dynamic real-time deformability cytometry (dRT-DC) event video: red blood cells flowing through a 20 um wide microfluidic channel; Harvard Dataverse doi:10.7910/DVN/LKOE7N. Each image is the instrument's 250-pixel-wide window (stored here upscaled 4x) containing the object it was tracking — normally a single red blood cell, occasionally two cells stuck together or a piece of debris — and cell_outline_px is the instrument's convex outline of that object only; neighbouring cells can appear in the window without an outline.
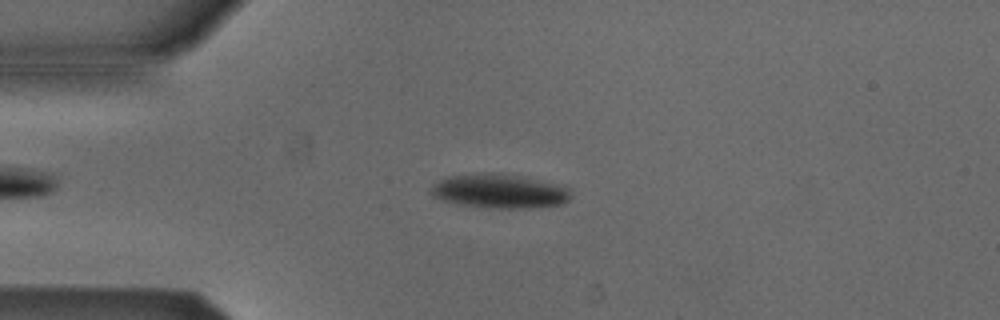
{"species": "Egyptian fruit bat (a non-hibernating species)", "species_latin": "Rousettus aegyptiacus", "temperature_condition": "cold", "stored_images_in_passage": 52, "camera_frame_rate_fps": 3000, "um_per_image_px": 0.085, "animal": {"sex": "male"}, "frame": {"image": 1, "passage_image": 12, "time_ms": 3.667, "image_size_px": [1000, 320], "cell_outline_px": [[568, 200], [560, 204], [528, 208], [488, 208], [456, 204], [440, 200], [432, 196], [432, 184], [448, 176], [480, 172], [484, 172], [520, 176], [568, 188]], "centroid_in_image_um": [42.33, 16.25], "position_along_channel_um": 42.7, "area_um2": 27.46}}
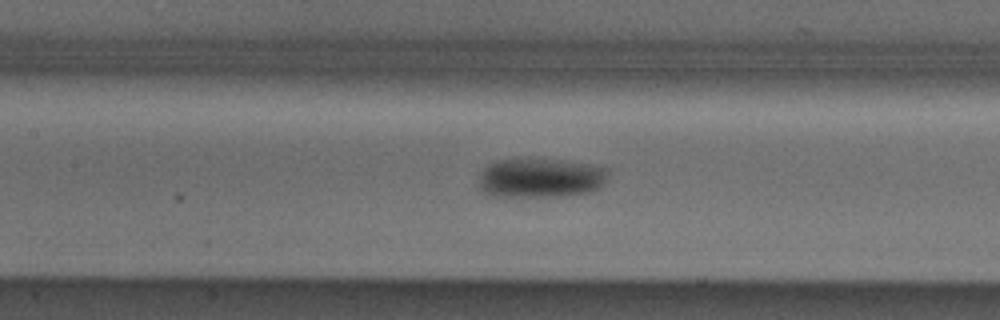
{"frame": {"image": 2, "passage_image": 23, "time_ms": 7.333, "image_size_px": [1000, 320], "cell_outline_px": [[608, 172], [604, 184], [600, 188], [592, 192], [564, 196], [492, 196], [484, 192], [480, 188], [480, 176], [484, 168], [496, 160], [556, 160], [588, 164], [608, 168]], "centroid_in_image_um": [45.99, 15.15], "position_along_channel_um": 161.4, "area_um2": 29.42}}
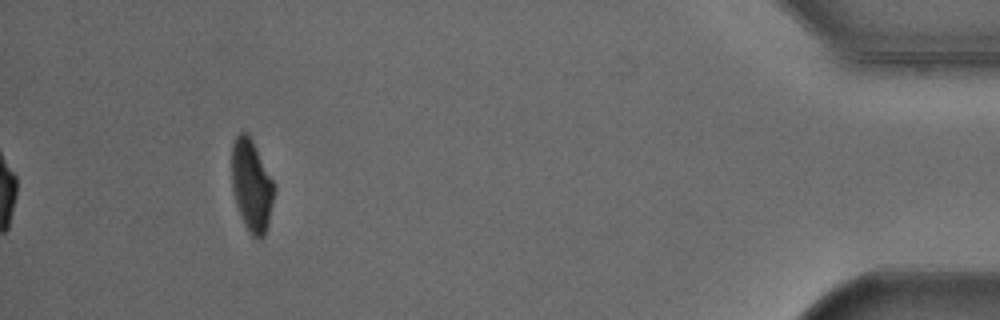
{"frame": {"image": 3, "passage_image": 48, "time_ms": 15.667, "image_size_px": [1000, 320], "cell_outline_px": [[276, 188], [268, 224], [264, 236], [260, 240], [252, 236], [248, 232], [244, 224], [236, 204], [232, 188], [232, 144], [236, 136], [240, 132], [248, 132]], "centroid_in_image_um": [21.38, 15.79], "position_along_channel_um": 413.8, "area_um2": 22.66}, "authors_computed_cell_mechanics": {"area_um2": 25.8366, "velocity_mm_per_s": 3.8542, "shape_relaxation_time_tau1_ms": 4.7307, "shape_relaxation_time_tau2_ms": null, "deformation_change_tau1": 0.1334, "deformation_change_tau2": null}}